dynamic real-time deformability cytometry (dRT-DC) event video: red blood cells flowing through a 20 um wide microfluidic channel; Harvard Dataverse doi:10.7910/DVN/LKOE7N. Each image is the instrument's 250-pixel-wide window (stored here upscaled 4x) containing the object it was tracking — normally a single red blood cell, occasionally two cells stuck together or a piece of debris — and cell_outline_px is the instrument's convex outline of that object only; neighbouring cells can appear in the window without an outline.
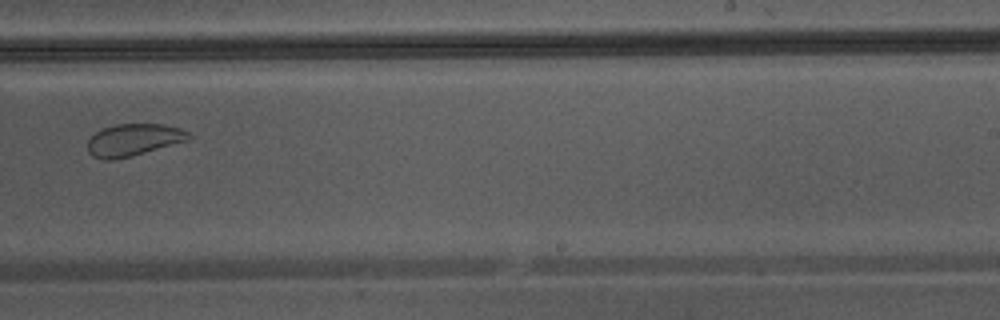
{"species": "Egyptian fruit bat (a non-hibernating species)", "species_latin": "Rousettus aegyptiacus", "temperature_condition": "warm", "stored_images_in_passage": 38, "camera_frame_rate_fps": 3000, "um_per_image_px": 0.085, "animal": {"sex": "male"}, "frame": {"image": 1, "passage_image": 22, "time_ms": 7.0, "image_size_px": [1000, 320], "cell_outline_px": [[192, 136], [188, 140], [132, 156], [112, 160], [104, 160], [92, 156], [88, 152], [88, 140], [100, 128], [116, 124], [164, 124], [180, 128], [188, 132]], "centroid_in_image_um": [11.33, 11.88], "position_along_channel_um": 277.7, "area_um2": 18.96}}